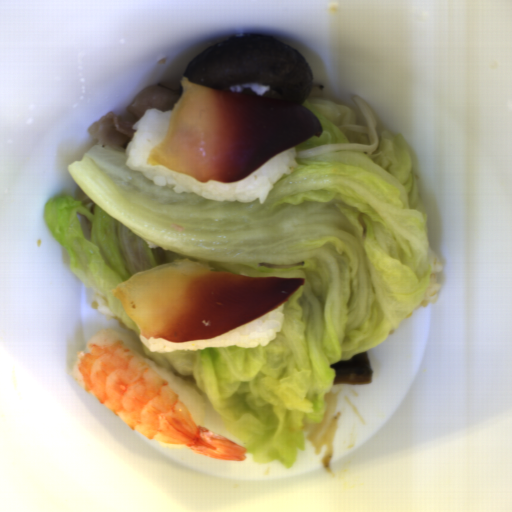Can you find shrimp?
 Returning <instances> with one entry per match:
<instances>
[{
    "mask_svg": "<svg viewBox=\"0 0 512 512\" xmlns=\"http://www.w3.org/2000/svg\"><path fill=\"white\" fill-rule=\"evenodd\" d=\"M69 372L145 439L231 462L246 460L247 447L197 423L180 395L112 329L99 331L74 353Z\"/></svg>",
    "mask_w": 512,
    "mask_h": 512,
    "instance_id": "obj_1",
    "label": "shrimp"
}]
</instances>
